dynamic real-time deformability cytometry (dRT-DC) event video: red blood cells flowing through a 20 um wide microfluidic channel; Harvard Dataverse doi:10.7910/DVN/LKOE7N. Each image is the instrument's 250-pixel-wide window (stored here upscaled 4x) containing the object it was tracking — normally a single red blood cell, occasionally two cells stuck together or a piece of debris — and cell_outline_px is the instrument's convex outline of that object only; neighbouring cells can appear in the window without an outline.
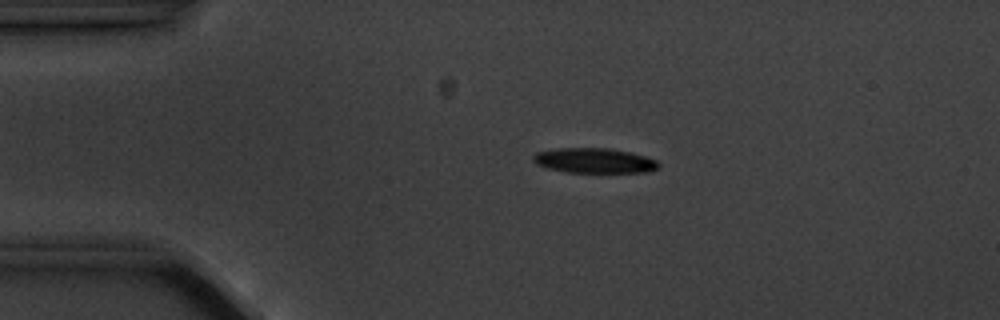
{"species": "common noctule bat (a hibernating species)", "species_latin": "Nyctalus noctula", "temperature_condition": "cold", "stored_images_in_passage": 5, "camera_frame_rate_fps": 3000, "um_per_image_px": 0.085, "animal": {"sex": "male", "body_mass_g": 20.1, "forearm_length_mm": 53.5}, "frame": {"image": 1, "passage_image": 3, "time_ms": 2.333, "image_size_px": [1000, 320], "cell_outline_px": [[660, 168], [648, 172], [568, 172], [544, 168], [536, 164], [532, 160], [532, 156], [536, 152], [556, 148], [608, 148], [632, 152], [656, 160], [660, 164]], "centroid_in_image_um": [50.5, 13.65], "position_along_channel_um": 34.5, "area_um2": 18.44}}